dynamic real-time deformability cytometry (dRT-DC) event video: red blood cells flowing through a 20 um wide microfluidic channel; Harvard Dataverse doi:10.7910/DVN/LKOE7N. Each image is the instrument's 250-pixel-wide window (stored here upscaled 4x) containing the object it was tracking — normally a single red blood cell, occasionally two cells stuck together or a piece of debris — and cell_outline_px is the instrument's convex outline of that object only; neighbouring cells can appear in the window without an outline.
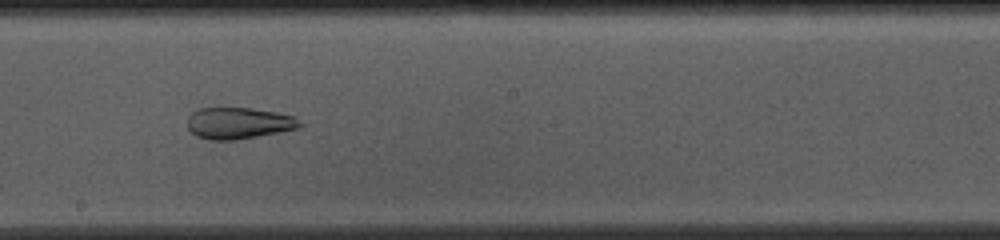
{"species": "common noctule bat (a hibernating species)", "species_latin": "Nyctalus noctula", "temperature_condition": "cold", "stored_images_in_passage": 53, "camera_frame_rate_fps": 3000, "um_per_image_px": 0.085, "animal": {"sex": "female", "body_mass_g": 10.0, "forearm_length_mm": 53.1}, "frame": {"image": 1, "passage_image": 28, "time_ms": 9.0, "image_size_px": [1000, 240], "cell_outline_px": [[304, 124], [300, 128], [280, 132], [236, 140], [208, 140], [196, 136], [188, 128], [188, 116], [192, 112], [200, 108], [252, 108], [276, 112], [292, 116]], "centroid_in_image_um": [20.28, 10.47], "position_along_channel_um": 227.9, "area_um2": 20.69}}
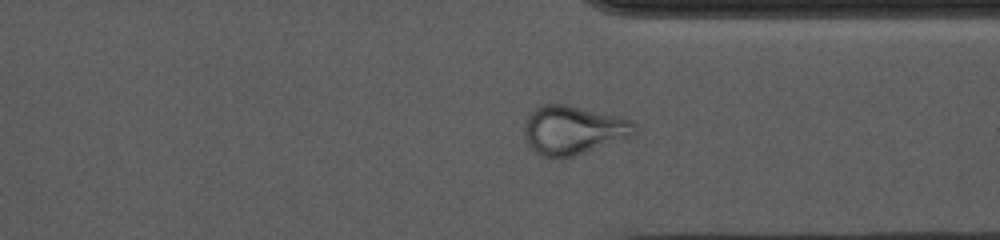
{"frame": {"image": 2, "passage_image": 39, "time_ms": 12.667, "image_size_px": [1000, 240], "cell_outline_px": [[640, 128], [632, 136], [576, 156], [544, 156], [536, 152], [528, 144], [524, 136], [524, 120], [536, 104], [564, 104], [624, 116], [632, 120]], "centroid_in_image_um": [48.76, 11.01], "position_along_channel_um": 362.6, "area_um2": 31.85}}
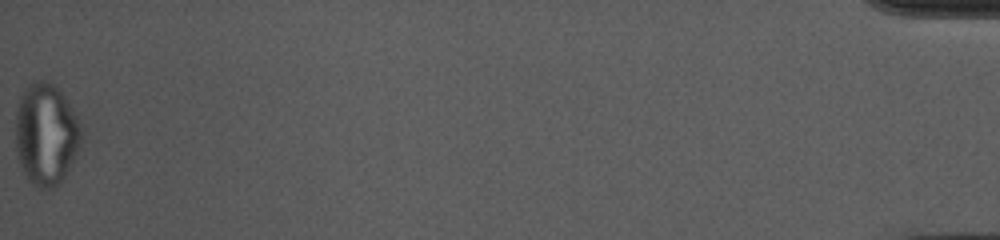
{"frame": {"image": 3, "passage_image": 53, "time_ms": 17.333, "image_size_px": [1000, 240], "cell_outline_px": [[84, 136], [80, 148], [64, 180], [60, 184], [52, 188], [36, 188], [28, 180], [20, 164], [16, 152], [16, 108], [20, 96], [24, 88], [32, 80], [44, 80], [52, 84], [64, 96], [76, 116], [84, 132]], "centroid_in_image_um": [3.93, 11.43], "position_along_channel_um": 431.3, "area_um2": 39.65}, "authors_computed_cell_mechanics": {"area_um2": 27.744, "velocity_mm_per_s": 3.7094, "shape_relaxation_time_tau1_ms": null, "shape_relaxation_time_tau2_ms": 1.1607, "deformation_change_tau1": null, "deformation_change_tau2": 0.0733}}